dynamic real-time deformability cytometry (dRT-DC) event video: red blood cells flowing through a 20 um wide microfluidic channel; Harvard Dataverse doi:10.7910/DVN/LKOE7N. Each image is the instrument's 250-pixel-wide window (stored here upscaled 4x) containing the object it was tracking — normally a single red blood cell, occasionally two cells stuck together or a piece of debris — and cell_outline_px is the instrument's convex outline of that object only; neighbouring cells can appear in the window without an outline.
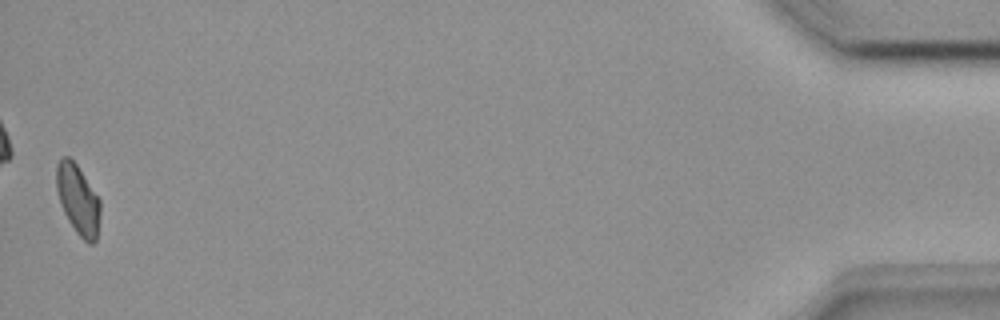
{"species": "common noctule bat (a hibernating species)", "species_latin": "Nyctalus noctula", "temperature_condition": "room temperature", "stored_images_in_passage": 46, "camera_frame_rate_fps": 3000, "um_per_image_px": 0.085, "animal": {"sex": "female", "body_mass_g": 18.4}, "frame": {"image": 1, "passage_image": 46, "time_ms": 15.0, "image_size_px": [1000, 320], "cell_outline_px": [[100, 216], [96, 240], [92, 244], [88, 244], [76, 232], [68, 220], [60, 204], [56, 188], [56, 164], [64, 156], [68, 156], [76, 164], [100, 200]], "centroid_in_image_um": [6.62, 16.98], "position_along_channel_um": 428.6, "area_um2": 17.69}}